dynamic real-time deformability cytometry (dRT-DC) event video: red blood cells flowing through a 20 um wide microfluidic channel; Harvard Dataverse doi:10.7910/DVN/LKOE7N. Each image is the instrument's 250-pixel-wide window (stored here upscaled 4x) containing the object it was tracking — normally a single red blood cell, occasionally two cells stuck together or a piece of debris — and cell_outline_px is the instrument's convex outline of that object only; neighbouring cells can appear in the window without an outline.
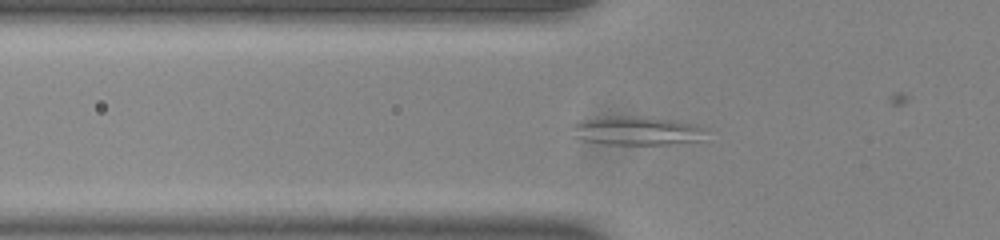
{"species": "common noctule bat (a hibernating species)", "species_latin": "Nyctalus noctula", "temperature_condition": "room temperature", "stored_images_in_passage": 58, "camera_frame_rate_fps": 3000, "um_per_image_px": 0.085, "animal": {"sex": "male", "body_mass_g": 20.0, "forearm_length_mm": 53.3}, "frame": {"image": 1, "passage_image": 22, "time_ms": 7.0, "image_size_px": [1000, 240], "cell_outline_px": [[704, 128], [700, 140], [668, 144], [608, 144], [584, 140], [576, 136], [568, 124], [584, 120], [612, 116], [616, 116], [672, 120], [696, 124]], "centroid_in_image_um": [54.06, 11.12], "position_along_channel_um": 71.7, "area_um2": 21.73}}
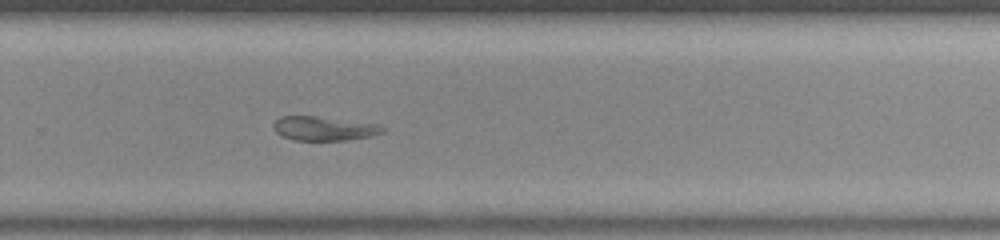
{"frame": {"image": 2, "passage_image": 40, "time_ms": 13.0, "image_size_px": [1000, 240], "cell_outline_px": [[384, 132], [368, 136], [344, 140], [292, 140], [276, 132], [272, 124], [280, 116], [316, 116], [376, 124], [384, 128]], "centroid_in_image_um": [27.48, 10.91], "position_along_channel_um": 302.3, "area_um2": 15.03}}
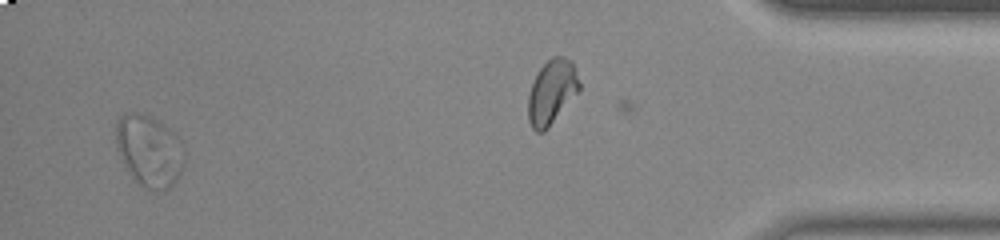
{"frame": {"image": 3, "passage_image": 55, "time_ms": 18.0, "image_size_px": [1000, 240], "cell_outline_px": [[184, 164], [180, 176], [168, 188], [148, 188], [140, 184], [132, 176], [124, 164], [116, 140], [116, 124], [120, 116], [132, 112], [136, 112], [168, 128], [180, 140], [184, 148]], "centroid_in_image_um": [12.71, 12.82], "position_along_channel_um": 422.5, "area_um2": 27.51}}